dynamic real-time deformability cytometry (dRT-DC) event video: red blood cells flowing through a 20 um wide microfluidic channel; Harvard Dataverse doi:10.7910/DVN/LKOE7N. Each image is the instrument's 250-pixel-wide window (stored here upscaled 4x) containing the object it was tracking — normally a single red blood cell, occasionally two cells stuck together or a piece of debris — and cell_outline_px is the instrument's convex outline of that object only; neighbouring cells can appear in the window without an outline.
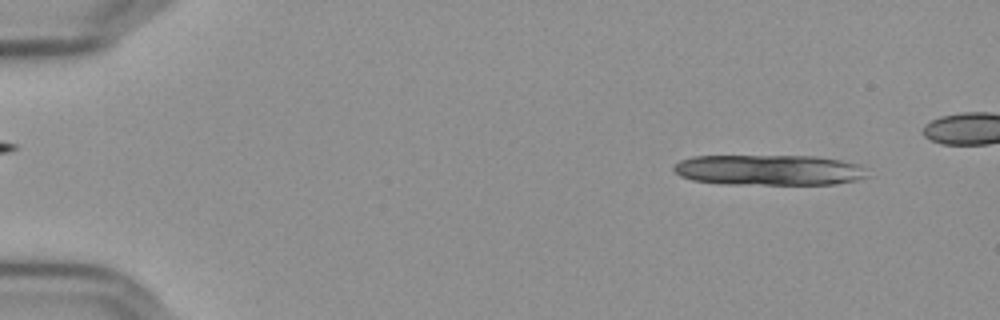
{"species": "Egyptian fruit bat (a non-hibernating species)", "species_latin": "Rousettus aegyptiacus", "temperature_condition": "cold", "stored_images_in_passage": 16, "camera_frame_rate_fps": 3000, "um_per_image_px": 0.085, "frame": {"image": 1, "passage_image": 5, "time_ms": 1.333, "image_size_px": [1000, 320], "cell_outline_px": [[868, 176], [856, 180], [836, 184], [728, 184], [692, 180], [680, 176], [672, 168], [680, 160], [692, 156], [816, 156], [840, 160], [856, 164], [864, 168]], "centroid_in_image_um": [65.35, 14.45], "position_along_channel_um": 19.7, "area_um2": 34.39}}